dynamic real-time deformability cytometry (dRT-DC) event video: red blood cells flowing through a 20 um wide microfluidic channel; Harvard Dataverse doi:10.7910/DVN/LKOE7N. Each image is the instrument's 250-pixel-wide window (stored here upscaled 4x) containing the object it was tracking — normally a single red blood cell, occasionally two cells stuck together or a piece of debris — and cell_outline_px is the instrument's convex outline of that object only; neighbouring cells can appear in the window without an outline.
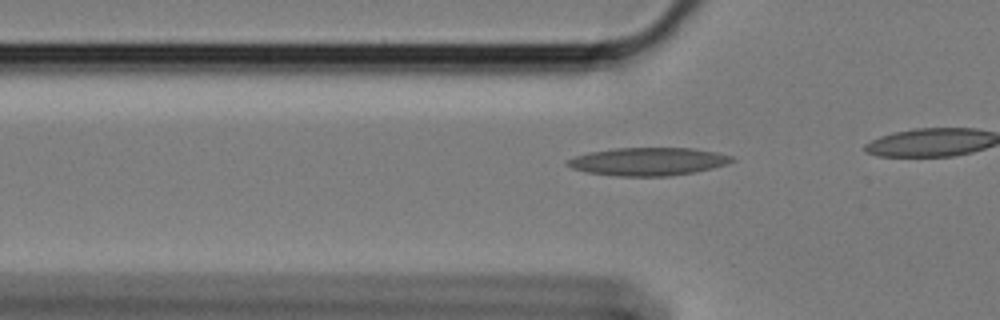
{"species": "Egyptian fruit bat (a non-hibernating species)", "species_latin": "Rousettus aegyptiacus", "temperature_condition": "cold", "stored_images_in_passage": 24, "camera_frame_rate_fps": 3000, "um_per_image_px": 0.085, "animal": {"sex": "female"}, "frame": {"image": 1, "passage_image": 7, "time_ms": 2.0, "image_size_px": [1000, 320], "cell_outline_px": [[736, 160], [728, 164], [696, 172], [668, 176], [616, 176], [584, 172], [572, 168], [564, 164], [564, 160], [588, 152], [612, 148], [692, 148], [716, 152], [732, 156]], "centroid_in_image_um": [55.05, 13.73], "position_along_channel_um": 70.7, "area_um2": 27.11}}
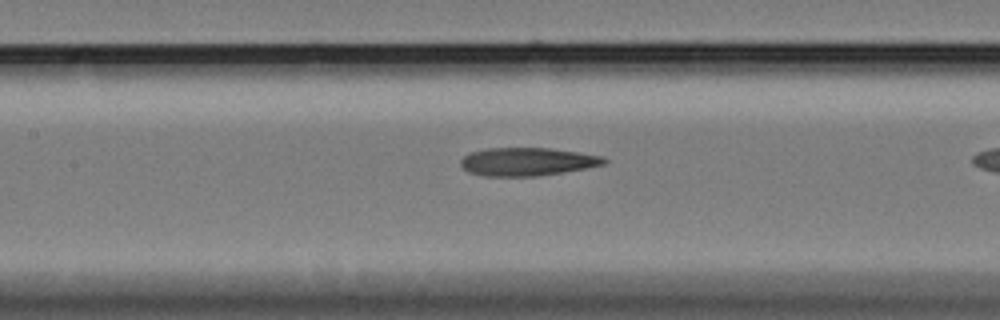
{"frame": {"image": 2, "passage_image": 15, "time_ms": 4.667, "image_size_px": [1000, 320], "cell_outline_px": [[608, 164], [564, 172], [536, 176], [484, 176], [468, 172], [460, 164], [460, 160], [464, 156], [472, 152], [484, 148], [552, 148], [580, 152], [604, 156], [608, 160]], "centroid_in_image_um": [44.87, 13.74], "position_along_channel_um": 162.5, "area_um2": 23.76}}
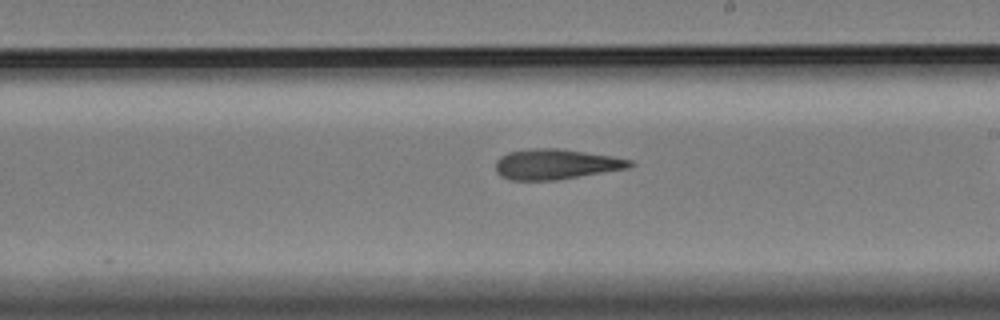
{"frame": {"image": 3, "passage_image": 22, "time_ms": 7.0, "image_size_px": [1000, 320], "cell_outline_px": [[636, 164], [628, 168], [556, 180], [512, 180], [500, 176], [496, 172], [496, 160], [500, 156], [508, 152], [532, 148], [560, 148], [612, 156], [632, 160]], "centroid_in_image_um": [47.24, 13.95], "position_along_channel_um": 241.8, "area_um2": 23.76}}